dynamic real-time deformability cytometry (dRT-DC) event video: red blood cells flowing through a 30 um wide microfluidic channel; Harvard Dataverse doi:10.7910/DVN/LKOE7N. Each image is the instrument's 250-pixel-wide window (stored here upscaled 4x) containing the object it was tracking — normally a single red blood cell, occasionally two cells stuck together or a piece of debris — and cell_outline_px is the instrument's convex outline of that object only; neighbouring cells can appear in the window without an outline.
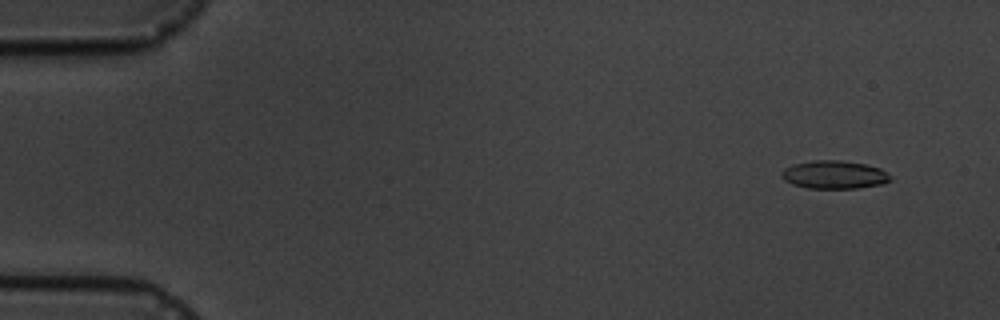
{"species": "common noctule bat (a hibernating species)", "species_latin": "Nyctalus noctula", "temperature_condition": "cold", "stored_images_in_passage": 6, "camera_frame_rate_fps": 3000, "um_per_image_px": 0.085, "animal": {"sex": "male", "body_mass_g": 19.5, "forearm_length_mm": 54.6}, "frame": {"image": 1, "passage_image": 2, "time_ms": 1.0, "image_size_px": [1000, 320], "cell_outline_px": [[892, 180], [884, 184], [856, 188], [808, 188], [792, 184], [784, 180], [780, 172], [784, 168], [792, 164], [812, 160], [840, 160], [864, 164], [880, 168]], "centroid_in_image_um": [70.87, 14.85], "position_along_channel_um": 14.1, "area_um2": 17.8}}
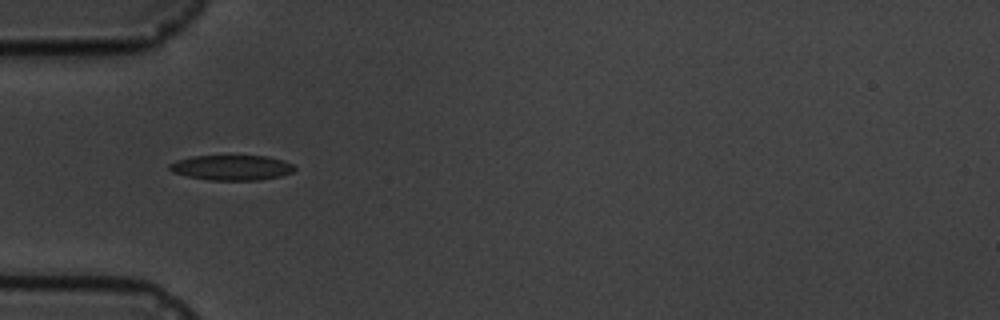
{"frame": {"image": 2, "passage_image": 6, "time_ms": 5.667, "image_size_px": [1000, 320], "cell_outline_px": [[296, 168], [292, 172], [280, 176], [260, 180], [208, 180], [188, 176], [172, 172], [168, 168], [168, 164], [176, 160], [192, 156], [268, 156], [284, 160], [292, 164]], "centroid_in_image_um": [19.68, 14.24], "position_along_channel_um": 65.3, "area_um2": 18.38}}